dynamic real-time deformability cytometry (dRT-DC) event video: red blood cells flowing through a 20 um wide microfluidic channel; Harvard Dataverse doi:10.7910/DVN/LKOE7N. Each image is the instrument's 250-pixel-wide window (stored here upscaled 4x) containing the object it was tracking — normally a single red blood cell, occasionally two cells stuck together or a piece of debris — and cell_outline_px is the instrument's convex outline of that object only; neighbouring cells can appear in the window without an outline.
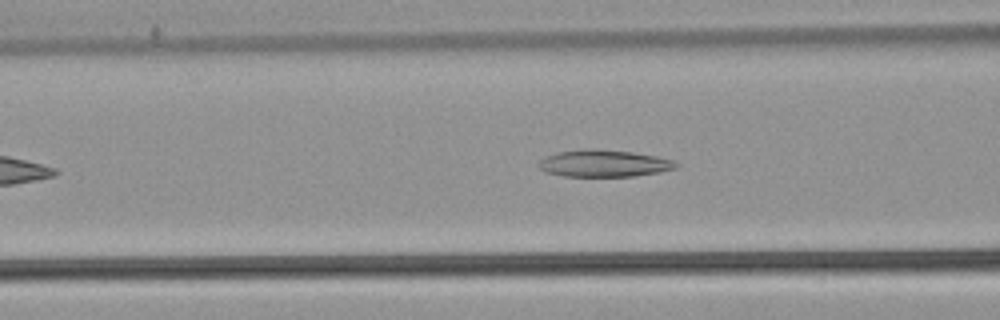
{"species": "common noctule bat (a hibernating species)", "species_latin": "Nyctalus noctula", "temperature_condition": "warm", "stored_images_in_passage": 40, "camera_frame_rate_fps": 3000, "um_per_image_px": 0.085, "animal": {"sex": "male", "body_mass_g": 21.5, "forearm_length_mm": 52.0}, "frame": {"image": 1, "passage_image": 12, "time_ms": 3.667, "image_size_px": [1000, 320], "cell_outline_px": [[680, 164], [676, 168], [660, 172], [636, 176], [564, 176], [544, 172], [540, 168], [540, 160], [556, 152], [580, 148], [596, 148], [632, 152], [656, 156], [676, 160]], "centroid_in_image_um": [51.37, 13.87], "position_along_channel_um": 115.2, "area_um2": 21.85}}
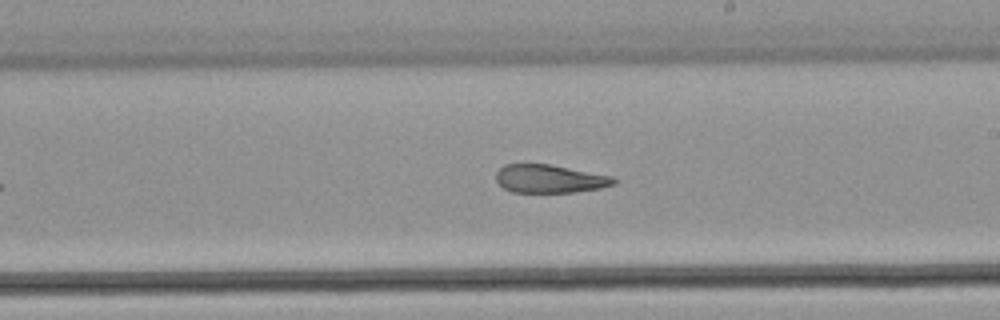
{"frame": {"image": 2, "passage_image": 22, "time_ms": 7.0, "image_size_px": [1000, 320], "cell_outline_px": [[620, 180], [616, 184], [600, 188], [576, 192], [512, 192], [504, 188], [496, 180], [496, 172], [504, 164], [552, 164], [612, 176]], "centroid_in_image_um": [46.76, 15.19], "position_along_channel_um": 242.2, "area_um2": 19.54}}
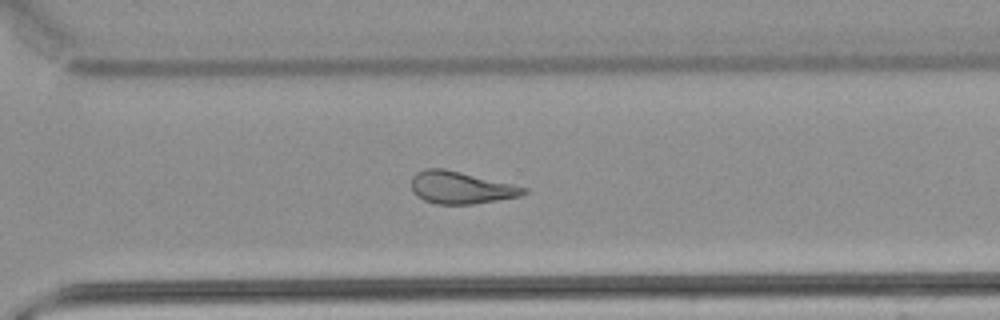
{"frame": {"image": 3, "passage_image": 29, "time_ms": 9.333, "image_size_px": [1000, 320], "cell_outline_px": [[528, 192], [520, 196], [472, 204], [436, 204], [424, 200], [416, 196], [412, 192], [412, 176], [416, 172], [424, 168], [444, 168], [512, 184], [528, 188]], "centroid_in_image_um": [39.13, 15.94], "position_along_channel_um": 331.5, "area_um2": 21.1}, "authors_computed_cell_mechanics": {"area_um2": 21.5883, "velocity_mm_per_s": 3.8184, "shape_relaxation_time_tau1_ms": null, "shape_relaxation_time_tau2_ms": 3.539, "deformation_change_tau1": null, "deformation_change_tau2": 0.1282}}